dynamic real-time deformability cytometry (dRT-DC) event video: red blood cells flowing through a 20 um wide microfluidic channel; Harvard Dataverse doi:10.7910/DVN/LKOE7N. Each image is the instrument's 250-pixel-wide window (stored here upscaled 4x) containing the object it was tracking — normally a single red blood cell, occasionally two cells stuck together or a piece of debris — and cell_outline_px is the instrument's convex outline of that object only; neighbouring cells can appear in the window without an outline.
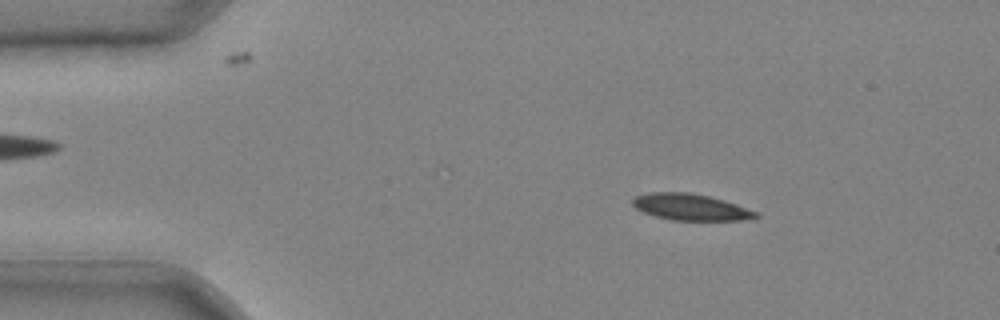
{"species": "common noctule bat (a hibernating species)", "species_latin": "Nyctalus noctula", "temperature_condition": "cold", "stored_images_in_passage": 18, "camera_frame_rate_fps": 3000, "um_per_image_px": 0.085, "animal": {"sex": "male", "body_mass_g": 20.4}, "frame": {"image": 1, "passage_image": 7, "time_ms": 2.0, "image_size_px": [1000, 320], "cell_outline_px": [[760, 216], [740, 220], [672, 220], [656, 216], [644, 212], [636, 208], [632, 204], [632, 200], [636, 196], [648, 192], [688, 192], [708, 196], [724, 200], [736, 204], [756, 212]], "centroid_in_image_um": [58.67, 17.59], "position_along_channel_um": 26.3, "area_um2": 18.73}}
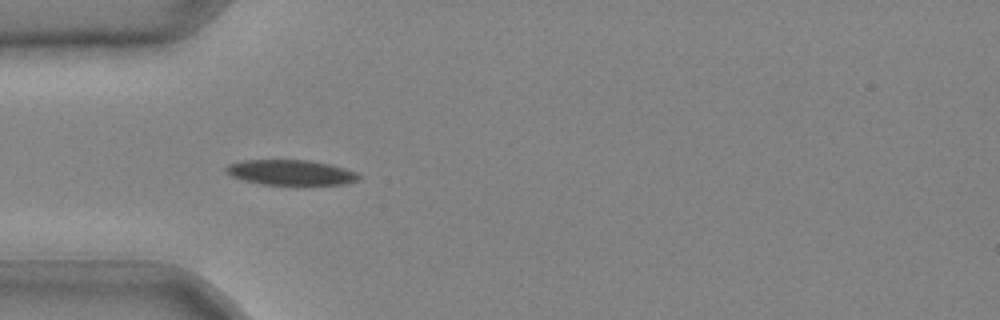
{"frame": {"image": 2, "passage_image": 13, "time_ms": 4.0, "image_size_px": [1000, 320], "cell_outline_px": [[364, 176], [356, 180], [344, 184], [260, 184], [244, 180], [232, 176], [224, 168], [228, 164], [240, 160], [312, 160], [344, 168], [356, 172]], "centroid_in_image_um": [24.71, 14.65], "position_along_channel_um": 60.3, "area_um2": 19.36}}
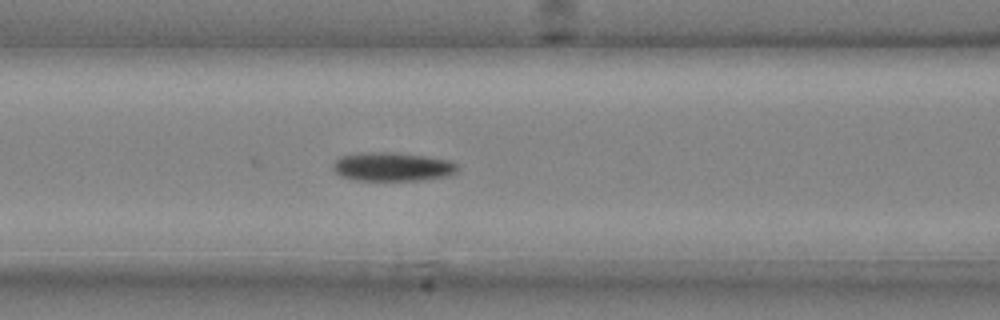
{"frame": {"image": 3, "passage_image": 18, "time_ms": 5.667, "image_size_px": [1000, 320], "cell_outline_px": [[460, 168], [456, 172], [448, 176], [416, 180], [352, 180], [340, 176], [332, 168], [332, 164], [340, 156], [360, 152], [392, 152], [424, 156], [452, 160], [460, 164]], "centroid_in_image_um": [33.37, 14.16], "position_along_channel_um": 133.2, "area_um2": 21.15}}